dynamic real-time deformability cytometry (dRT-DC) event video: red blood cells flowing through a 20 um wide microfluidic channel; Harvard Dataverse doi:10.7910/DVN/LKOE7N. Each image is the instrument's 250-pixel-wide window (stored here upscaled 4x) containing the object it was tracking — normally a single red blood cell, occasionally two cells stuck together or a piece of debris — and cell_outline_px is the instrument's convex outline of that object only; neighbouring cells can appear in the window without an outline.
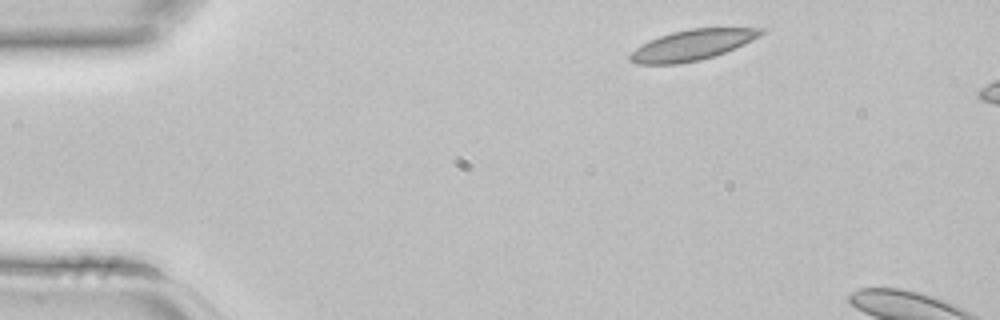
{"species": "common noctule bat (a hibernating species)", "species_latin": "Nyctalus noctula", "temperature_condition": "room temperature", "stored_images_in_passage": 2, "camera_frame_rate_fps": 3000, "um_per_image_px": 0.085, "animal": {"sex": "female", "body_mass_g": 22.7, "forearm_length_mm": 54.2}, "frame": {"image": 1, "passage_image": 1, "time_ms": 0.0, "image_size_px": [1000, 320], "cell_outline_px": [[768, 28], [760, 36], [736, 48], [700, 60], [676, 64], [636, 64], [628, 60], [628, 56], [636, 48], [660, 36], [672, 32], [688, 28]], "centroid_in_image_um": [58.85, 3.82], "position_along_channel_um": 26.1, "area_um2": 23.12}}